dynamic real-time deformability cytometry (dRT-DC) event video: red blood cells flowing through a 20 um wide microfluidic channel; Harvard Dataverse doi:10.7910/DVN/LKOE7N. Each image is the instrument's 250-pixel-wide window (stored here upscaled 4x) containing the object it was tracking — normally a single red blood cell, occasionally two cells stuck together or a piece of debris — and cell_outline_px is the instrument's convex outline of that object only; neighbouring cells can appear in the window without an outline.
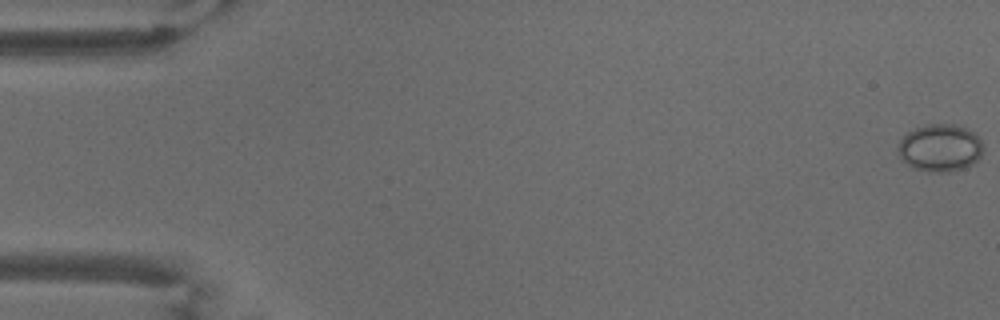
{"species": "common noctule bat (a hibernating species)", "species_latin": "Nyctalus noctula", "temperature_condition": "warm", "stored_images_in_passage": 54, "camera_frame_rate_fps": 3000, "um_per_image_px": 0.085, "animal": {"sex": "male", "body_mass_g": 18.8}, "frame": {"image": 1, "passage_image": 1, "time_ms": 0.0, "image_size_px": [1000, 320], "cell_outline_px": [[984, 148], [980, 156], [972, 164], [964, 168], [948, 172], [928, 172], [912, 168], [900, 160], [896, 148], [900, 140], [908, 132], [916, 128], [928, 124], [960, 124], [972, 132], [984, 144]], "centroid_in_image_um": [79.88, 12.58], "position_along_channel_um": 5.1, "area_um2": 23.87}}
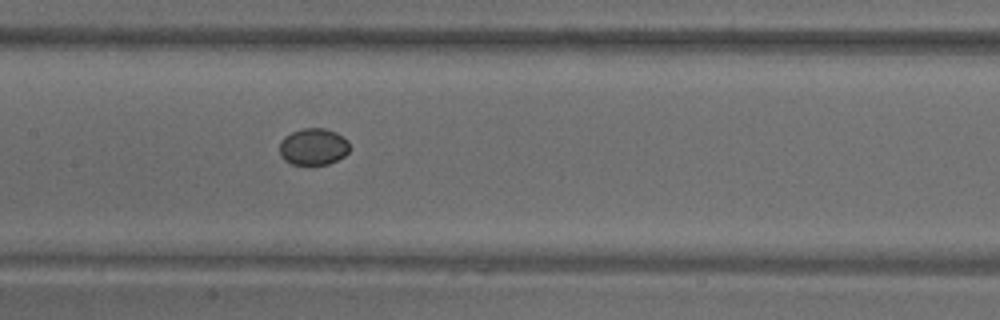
{"frame": {"image": 2, "passage_image": 27, "time_ms": 8.667, "image_size_px": [1000, 320], "cell_outline_px": [[352, 148], [344, 156], [328, 164], [312, 168], [292, 164], [284, 160], [280, 156], [280, 140], [284, 136], [292, 132], [304, 128], [324, 128], [336, 132], [348, 140]], "centroid_in_image_um": [26.64, 12.51], "position_along_channel_um": 180.8, "area_um2": 15.66}}
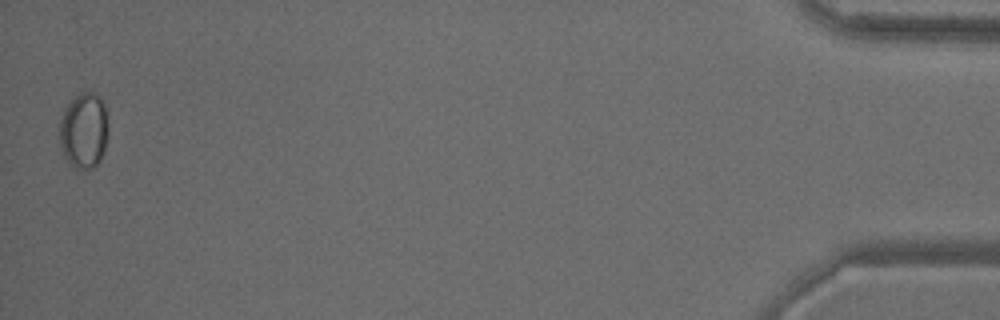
{"frame": {"image": 3, "passage_image": 54, "time_ms": 17.667, "image_size_px": [1000, 320], "cell_outline_px": [[108, 136], [100, 160], [92, 168], [76, 168], [64, 156], [60, 144], [60, 120], [64, 108], [68, 100], [80, 92], [96, 92], [104, 100], [108, 124]], "centroid_in_image_um": [7.14, 11.02], "position_along_channel_um": 428.1, "area_um2": 21.79}}